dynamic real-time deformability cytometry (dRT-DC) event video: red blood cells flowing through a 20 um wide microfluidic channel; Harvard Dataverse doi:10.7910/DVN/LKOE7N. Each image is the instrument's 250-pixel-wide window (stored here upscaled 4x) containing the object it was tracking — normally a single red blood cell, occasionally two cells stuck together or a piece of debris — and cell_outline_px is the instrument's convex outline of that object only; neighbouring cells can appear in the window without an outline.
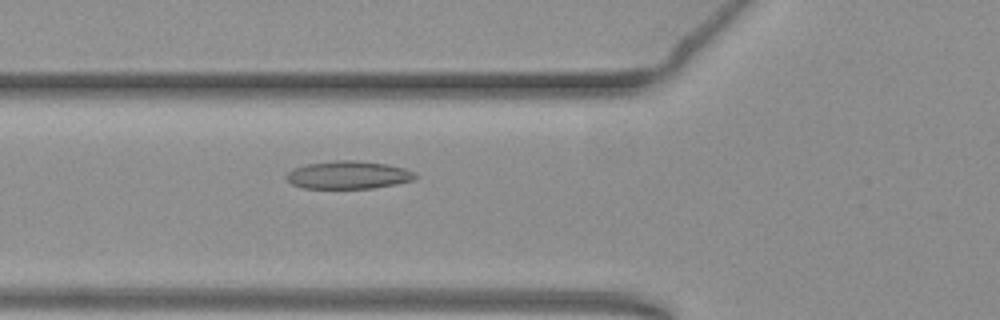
{"species": "common noctule bat (a hibernating species)", "species_latin": "Nyctalus noctula", "temperature_condition": "warm", "stored_images_in_passage": 51, "camera_frame_rate_fps": 3000, "um_per_image_px": 0.085, "animal": {"sex": "female", "body_mass_g": 19.3, "forearm_length_mm": 54.1}, "frame": {"image": 1, "passage_image": 16, "time_ms": 5.0, "image_size_px": [1000, 320], "cell_outline_px": [[416, 180], [396, 184], [372, 188], [304, 188], [292, 184], [284, 176], [292, 168], [308, 164], [336, 160], [356, 160], [388, 164], [404, 168], [416, 172]], "centroid_in_image_um": [29.63, 14.87], "position_along_channel_um": 96.2, "area_um2": 21.04}}
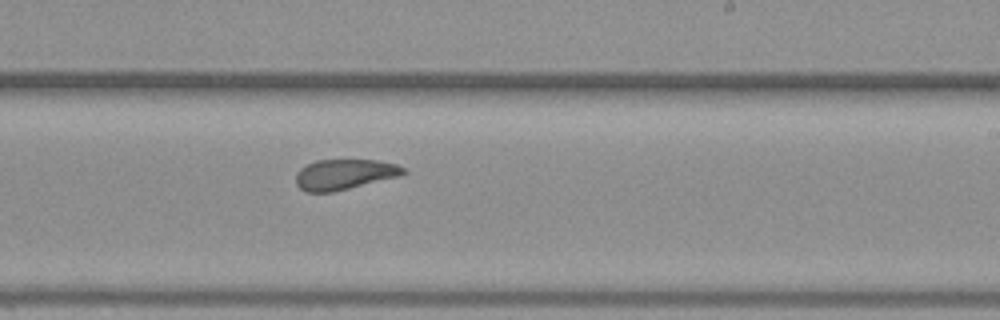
{"frame": {"image": 2, "passage_image": 29, "time_ms": 9.333, "image_size_px": [1000, 320], "cell_outline_px": [[408, 172], [400, 176], [332, 192], [304, 192], [296, 184], [296, 172], [300, 168], [316, 160], [376, 160], [396, 164], [404, 168]], "centroid_in_image_um": [29.26, 14.82], "position_along_channel_um": 259.7, "area_um2": 19.02}}
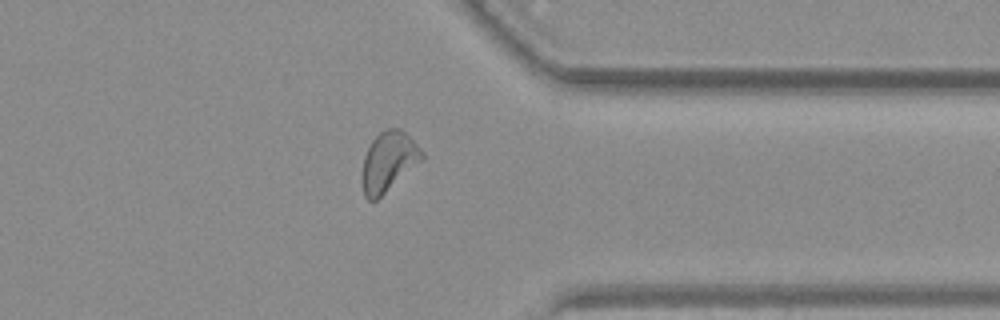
{"frame": {"image": 3, "passage_image": 39, "time_ms": 12.667, "image_size_px": [1000, 320], "cell_outline_px": [[424, 160], [376, 200], [368, 200], [364, 196], [360, 180], [364, 156], [372, 140], [384, 128], [400, 128], [424, 152]], "centroid_in_image_um": [33.01, 13.75], "position_along_channel_um": 378.4, "area_um2": 21.04}, "authors_computed_cell_mechanics": {"area_um2": 21.0392, "velocity_mm_per_s": 3.7715, "shape_relaxation_time_tau1_ms": 7.2028, "shape_relaxation_time_tau2_ms": 1.7367, "deformation_change_tau1": 0.1676, "deformation_change_tau2": 0.0818}}